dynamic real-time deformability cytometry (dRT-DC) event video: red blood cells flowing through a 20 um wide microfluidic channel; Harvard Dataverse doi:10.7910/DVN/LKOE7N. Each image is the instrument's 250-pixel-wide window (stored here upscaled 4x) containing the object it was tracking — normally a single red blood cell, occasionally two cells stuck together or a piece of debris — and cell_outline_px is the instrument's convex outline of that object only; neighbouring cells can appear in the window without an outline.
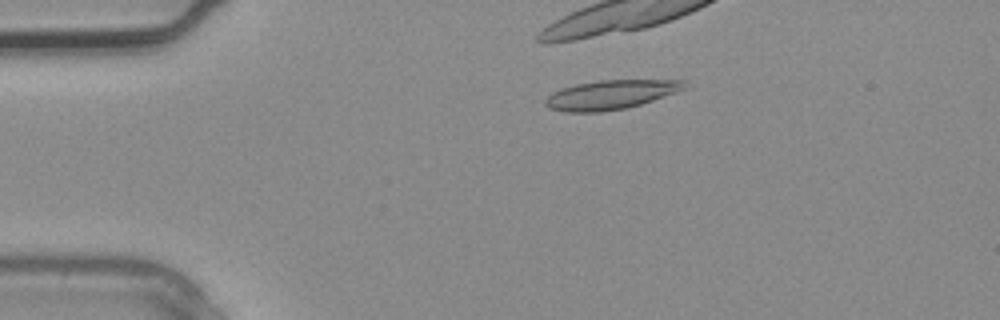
{"species": "common noctule bat (a hibernating species)", "species_latin": "Nyctalus noctula", "temperature_condition": "warm", "stored_images_in_passage": 2, "camera_frame_rate_fps": 3000, "um_per_image_px": 0.085, "animal": {"sex": "male", "body_mass_g": 20.4}, "frame": {"image": 1, "passage_image": 2, "time_ms": 0.333, "image_size_px": [1000, 320], "cell_outline_px": [[688, 88], [640, 104], [624, 108], [600, 112], [564, 112], [548, 108], [544, 104], [544, 100], [552, 92], [576, 84], [600, 80], [684, 80]], "centroid_in_image_um": [51.88, 8.05], "position_along_channel_um": 33.1, "area_um2": 23.52}}